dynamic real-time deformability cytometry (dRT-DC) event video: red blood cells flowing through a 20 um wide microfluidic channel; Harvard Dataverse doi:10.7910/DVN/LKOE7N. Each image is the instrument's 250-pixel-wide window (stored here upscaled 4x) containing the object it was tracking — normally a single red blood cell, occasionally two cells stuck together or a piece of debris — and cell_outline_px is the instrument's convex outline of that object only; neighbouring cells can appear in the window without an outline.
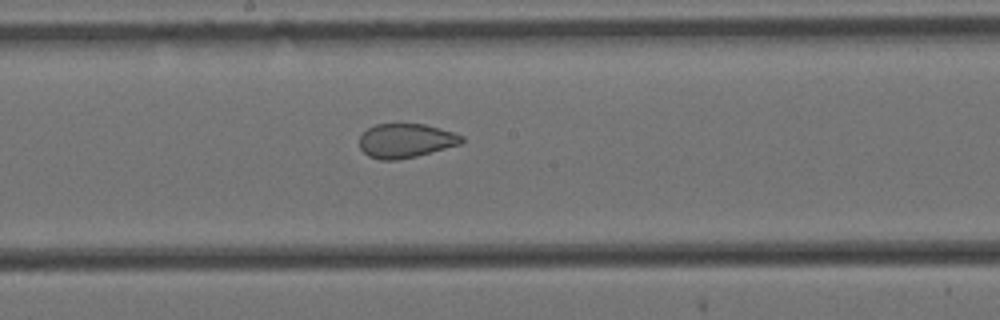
{"species": "Egyptian fruit bat (a non-hibernating species)", "species_latin": "Rousettus aegyptiacus", "temperature_condition": "cold", "stored_images_in_passage": 6, "segment_of_instrument_passage": [2, 2], "camera_frame_rate_fps": 3000, "um_per_image_px": 0.085, "animal": {"sex": "female"}, "frame": {"image": 1, "passage_image": 6, "time_ms": 1.667, "image_size_px": [1000, 320], "cell_outline_px": [[464, 140], [460, 144], [416, 156], [396, 160], [380, 160], [368, 156], [360, 148], [360, 136], [368, 128], [376, 124], [424, 124], [440, 128], [464, 136]], "centroid_in_image_um": [34.48, 11.96], "position_along_channel_um": 213.7, "area_um2": 20.23}}